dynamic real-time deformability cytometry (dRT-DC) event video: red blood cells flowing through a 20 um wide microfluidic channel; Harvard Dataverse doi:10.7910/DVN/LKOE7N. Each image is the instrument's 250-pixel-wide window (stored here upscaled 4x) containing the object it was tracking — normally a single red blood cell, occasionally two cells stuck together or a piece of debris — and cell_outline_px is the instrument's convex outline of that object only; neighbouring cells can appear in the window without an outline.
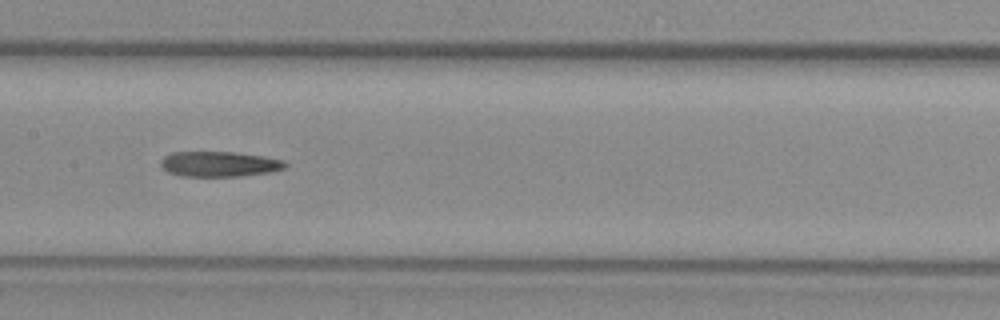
{"species": "common noctule bat (a hibernating species)", "species_latin": "Nyctalus noctula", "temperature_condition": "warm", "stored_images_in_passage": 36, "camera_frame_rate_fps": 3000, "um_per_image_px": 0.085, "animal": {"sex": "female", "body_mass_g": 29.2, "forearm_length_mm": 56.3}, "frame": {"image": 1, "passage_image": 11, "time_ms": 3.333, "image_size_px": [1000, 320], "cell_outline_px": [[288, 164], [284, 168], [272, 172], [240, 176], [180, 176], [168, 172], [160, 164], [160, 160], [164, 156], [172, 152], [232, 152], [264, 156], [284, 160]], "centroid_in_image_um": [18.65, 13.94], "position_along_channel_um": 188.8, "area_um2": 18.38}}